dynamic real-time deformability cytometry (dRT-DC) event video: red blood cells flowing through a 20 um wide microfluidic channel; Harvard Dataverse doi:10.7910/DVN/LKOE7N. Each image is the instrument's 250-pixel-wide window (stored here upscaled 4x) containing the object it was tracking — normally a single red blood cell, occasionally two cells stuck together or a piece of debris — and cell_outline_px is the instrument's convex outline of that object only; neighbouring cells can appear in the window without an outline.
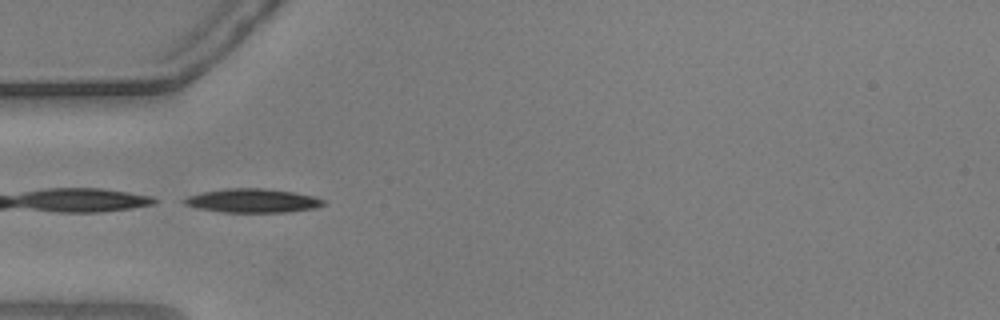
{"species": "common noctule bat (a hibernating species)", "species_latin": "Nyctalus noctula", "temperature_condition": "warm", "stored_images_in_passage": 39, "camera_frame_rate_fps": 3000, "um_per_image_px": 0.085, "animal": {"sex": "male", "body_mass_g": 20.5, "forearm_length_mm": 52.5}, "frame": {"image": 1, "passage_image": 1, "time_ms": 0.0, "image_size_px": [1000, 320], "cell_outline_px": [[324, 204], [316, 208], [288, 212], [224, 212], [196, 208], [184, 204], [180, 200], [188, 196], [204, 192], [228, 188], [264, 188], [296, 192], [316, 196], [324, 200]], "centroid_in_image_um": [21.49, 17.05], "position_along_channel_um": 63.5, "area_um2": 19.48}}
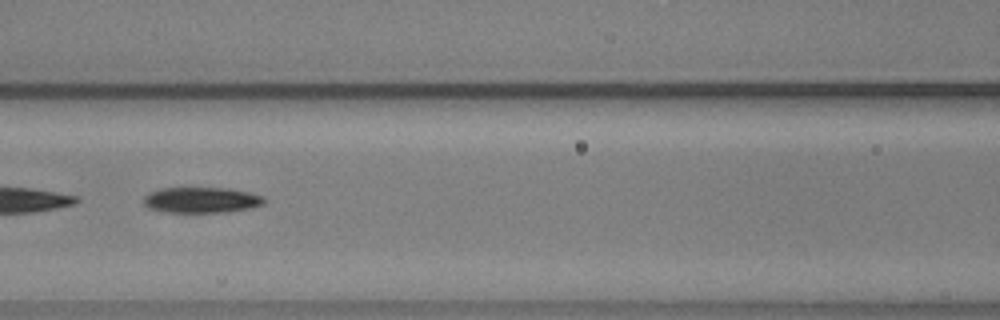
{"frame": {"image": 2, "passage_image": 8, "time_ms": 2.333, "image_size_px": [1000, 320], "cell_outline_px": [[268, 200], [264, 204], [248, 208], [228, 212], [164, 212], [148, 208], [144, 204], [144, 196], [160, 188], [228, 188], [248, 192], [264, 196]], "centroid_in_image_um": [17.15, 17.0], "position_along_channel_um": 149.5, "area_um2": 18.09}}
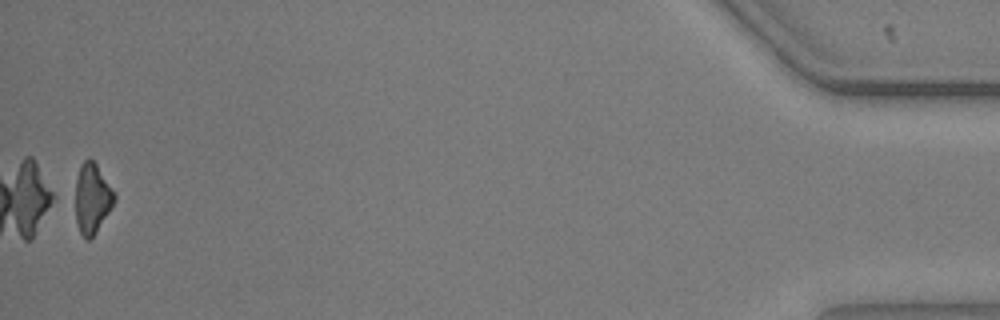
{"frame": {"image": 3, "passage_image": 38, "time_ms": 12.333, "image_size_px": [1000, 320], "cell_outline_px": [[116, 200], [96, 232], [88, 240], [84, 240], [80, 232], [68, 196], [80, 164], [88, 156], [96, 164], [116, 192]], "centroid_in_image_um": [7.72, 16.82], "position_along_channel_um": 427.5, "area_um2": 17.34}, "authors_computed_cell_mechanics": {"area_um2": 18.0914, "velocity_mm_per_s": 3.687, "shape_relaxation_time_tau1_ms": 5.2484, "shape_relaxation_time_tau2_ms": null, "deformation_change_tau1": 0.1711, "deformation_change_tau2": null}}